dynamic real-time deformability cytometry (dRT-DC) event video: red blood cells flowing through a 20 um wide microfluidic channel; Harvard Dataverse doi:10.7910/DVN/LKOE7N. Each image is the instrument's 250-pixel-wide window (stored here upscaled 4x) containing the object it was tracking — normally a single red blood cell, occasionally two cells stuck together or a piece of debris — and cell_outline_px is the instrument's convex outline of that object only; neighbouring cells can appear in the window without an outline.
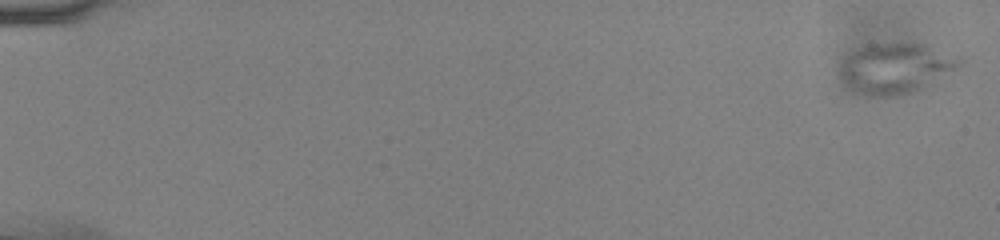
{"species": "common noctule bat (a hibernating species)", "species_latin": "Nyctalus noctula", "temperature_condition": "cold", "stored_images_in_passage": 53, "camera_frame_rate_fps": 3000, "um_per_image_px": 0.085, "animal": {"sex": "male", "body_mass_g": 13.0, "forearm_length_mm": 53.1}, "frame": {"image": 1, "passage_image": 1, "time_ms": 0.0, "image_size_px": [1000, 240], "cell_outline_px": [[964, 64], [920, 88], [908, 92], [892, 96], [868, 96], [844, 84], [836, 76], [836, 72], [840, 64], [852, 52], [868, 44], [920, 44], [964, 56]], "centroid_in_image_um": [76.1, 5.79], "position_along_channel_um": 8.9, "area_um2": 34.74}}
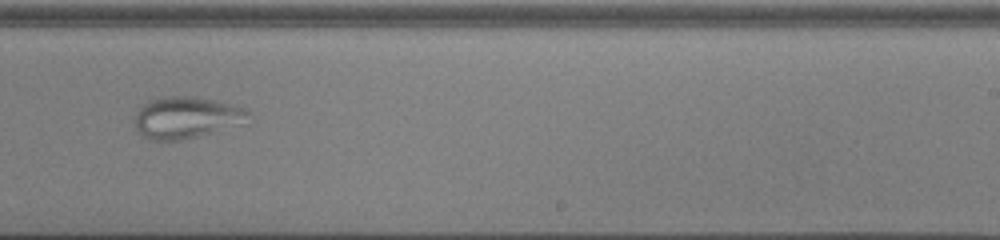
{"frame": {"image": 2, "passage_image": 35, "time_ms": 11.333, "image_size_px": [1000, 240], "cell_outline_px": [[252, 116], [240, 124], [196, 136], [180, 140], [148, 140], [140, 136], [132, 120], [140, 104], [152, 100], [168, 96], [192, 96], [216, 100], [248, 108]], "centroid_in_image_um": [15.79, 9.98], "position_along_channel_um": 273.2, "area_um2": 27.86}}
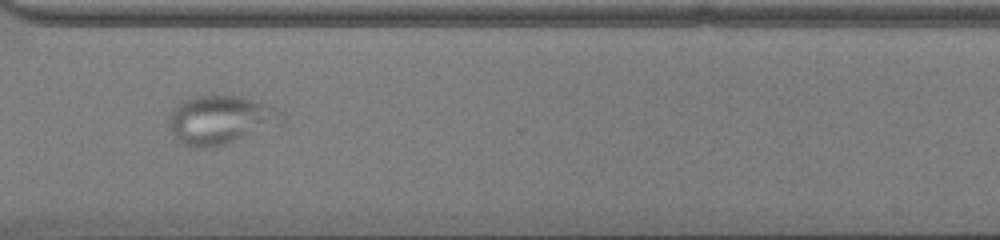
{"frame": {"image": 3, "passage_image": 41, "time_ms": 13.333, "image_size_px": [1000, 240], "cell_outline_px": [[288, 124], [224, 144], [204, 148], [192, 148], [184, 144], [168, 128], [168, 116], [184, 100], [196, 96], [240, 96], [276, 108], [284, 112], [288, 116]], "centroid_in_image_um": [18.87, 10.21], "position_along_channel_um": 351.7, "area_um2": 32.37}}